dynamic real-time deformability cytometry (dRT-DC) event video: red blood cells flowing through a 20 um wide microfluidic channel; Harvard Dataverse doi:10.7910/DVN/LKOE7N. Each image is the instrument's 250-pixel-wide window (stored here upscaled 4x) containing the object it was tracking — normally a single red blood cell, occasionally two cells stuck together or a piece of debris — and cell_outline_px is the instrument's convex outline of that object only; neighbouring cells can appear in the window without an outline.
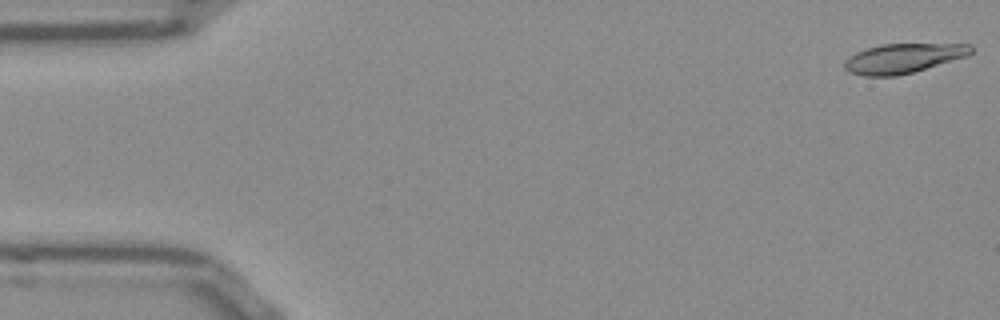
{"species": "Egyptian fruit bat (a non-hibernating species)", "species_latin": "Rousettus aegyptiacus", "temperature_condition": "room temperature", "stored_images_in_passage": 52, "camera_frame_rate_fps": 3000, "um_per_image_px": 0.085, "frame": {"image": 1, "passage_image": 1, "time_ms": 0.0, "image_size_px": [1000, 320], "cell_outline_px": [[972, 52], [968, 56], [912, 72], [896, 76], [864, 76], [848, 72], [844, 68], [844, 60], [848, 56], [856, 52], [880, 44], [972, 44]], "centroid_in_image_um": [76.74, 4.95], "position_along_channel_um": 8.3, "area_um2": 21.79}}
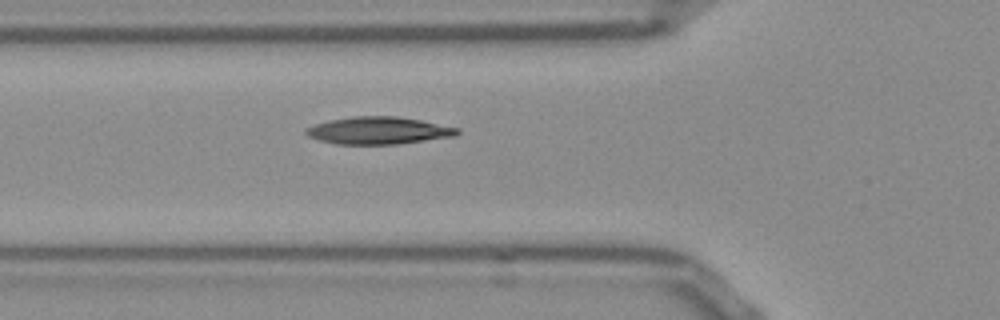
{"frame": {"image": 2, "passage_image": 18, "time_ms": 5.667, "image_size_px": [1000, 320], "cell_outline_px": [[460, 132], [456, 136], [396, 144], [336, 144], [320, 140], [308, 136], [304, 132], [304, 128], [328, 120], [352, 116], [396, 116], [420, 120], [460, 128]], "centroid_in_image_um": [32.16, 11.09], "position_along_channel_um": 93.6, "area_um2": 24.1}}
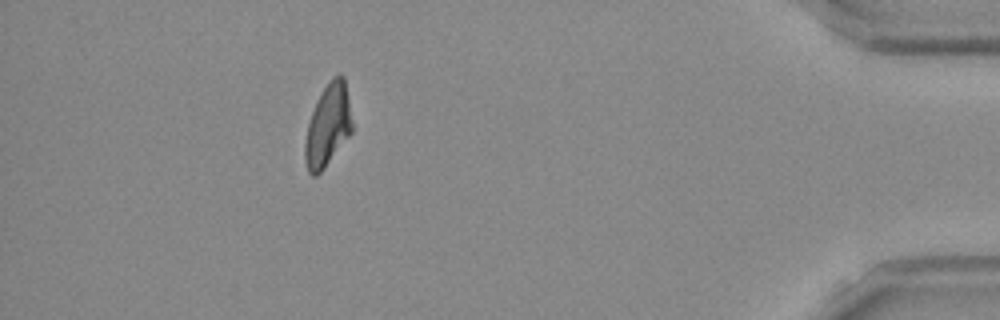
{"frame": {"image": 3, "passage_image": 47, "time_ms": 15.333, "image_size_px": [1000, 320], "cell_outline_px": [[352, 132], [324, 168], [316, 176], [312, 176], [308, 172], [304, 160], [304, 144], [308, 124], [316, 100], [320, 92], [332, 76], [340, 72], [344, 76], [352, 124]], "centroid_in_image_um": [27.85, 10.64], "position_along_channel_um": 407.4, "area_um2": 22.6}, "authors_computed_cell_mechanics": {"area_um2": 23.0911, "velocity_mm_per_s": 3.8318, "shape_relaxation_time_tau1_ms": 8.4211, "shape_relaxation_time_tau2_ms": 4.5394, "deformation_change_tau1": 0.2089, "deformation_change_tau2": 0.1041}}